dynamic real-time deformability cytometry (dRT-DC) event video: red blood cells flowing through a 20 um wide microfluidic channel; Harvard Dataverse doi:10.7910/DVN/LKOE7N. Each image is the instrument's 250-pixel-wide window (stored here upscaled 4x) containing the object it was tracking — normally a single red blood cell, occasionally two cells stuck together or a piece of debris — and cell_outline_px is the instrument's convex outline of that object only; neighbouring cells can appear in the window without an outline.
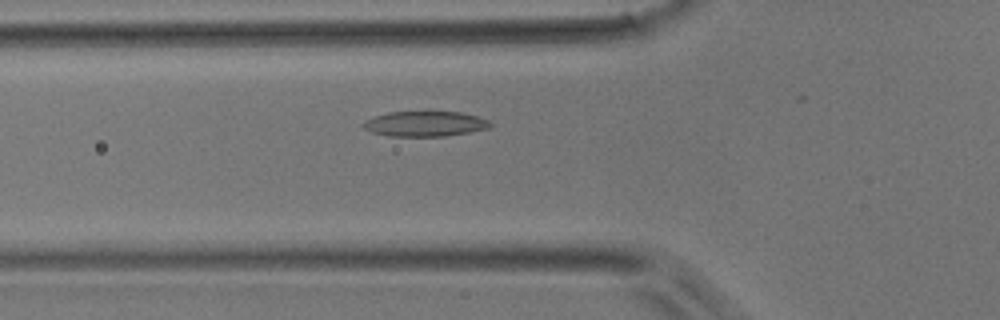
{"species": "common noctule bat (a hibernating species)", "species_latin": "Nyctalus noctula", "temperature_condition": "room temperature", "stored_images_in_passage": 15, "camera_frame_rate_fps": 3000, "um_per_image_px": 0.085, "animal": {"sex": "male", "body_mass_g": 17.9}, "frame": {"image": 1, "passage_image": 12, "time_ms": 3.667, "image_size_px": [1000, 320], "cell_outline_px": [[492, 124], [488, 128], [472, 132], [444, 136], [388, 136], [372, 132], [364, 128], [360, 124], [364, 120], [372, 116], [388, 112], [460, 112], [476, 116], [488, 120]], "centroid_in_image_um": [36.08, 10.52], "position_along_channel_um": 89.7, "area_um2": 18.73}}